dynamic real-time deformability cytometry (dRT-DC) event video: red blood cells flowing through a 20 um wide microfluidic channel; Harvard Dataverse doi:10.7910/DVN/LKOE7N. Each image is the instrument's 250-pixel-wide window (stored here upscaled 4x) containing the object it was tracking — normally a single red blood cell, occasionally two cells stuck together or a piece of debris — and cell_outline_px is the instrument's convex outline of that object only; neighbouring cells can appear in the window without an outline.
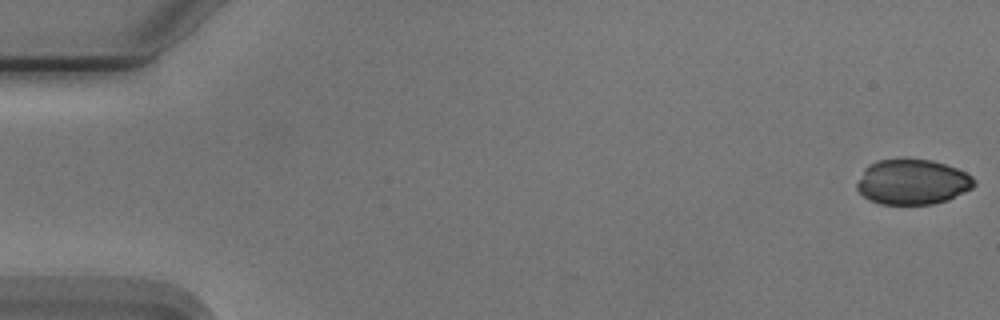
{"species": "Egyptian fruit bat (a non-hibernating species)", "species_latin": "Rousettus aegyptiacus", "temperature_condition": "cold", "stored_images_in_passage": 13, "camera_frame_rate_fps": 3000, "um_per_image_px": 0.085, "animal": {"sex": "male"}, "frame": {"image": 1, "passage_image": 1, "time_ms": 0.0, "image_size_px": [1000, 320], "cell_outline_px": [[976, 184], [972, 188], [948, 200], [932, 204], [880, 204], [868, 200], [856, 188], [856, 184], [864, 168], [868, 164], [876, 160], [932, 160], [956, 168], [972, 176], [976, 180]], "centroid_in_image_um": [77.54, 15.48], "position_along_channel_um": 7.5, "area_um2": 30.81}}